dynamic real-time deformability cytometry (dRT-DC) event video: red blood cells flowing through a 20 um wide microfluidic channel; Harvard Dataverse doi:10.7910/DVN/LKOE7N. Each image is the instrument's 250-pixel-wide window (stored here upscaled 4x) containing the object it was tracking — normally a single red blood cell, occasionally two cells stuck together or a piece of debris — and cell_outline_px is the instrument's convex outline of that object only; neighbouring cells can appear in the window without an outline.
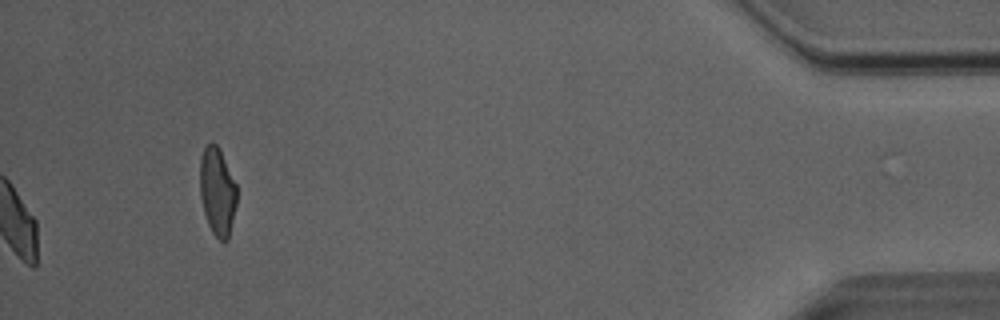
{"species": "Egyptian fruit bat (a non-hibernating species)", "species_latin": "Rousettus aegyptiacus", "temperature_condition": "room temperature", "stored_images_in_passage": 41, "camera_frame_rate_fps": 3000, "um_per_image_px": 0.085, "animal": {"sex": "male"}, "frame": {"image": 1, "passage_image": 41, "time_ms": 13.333, "image_size_px": [1000, 320], "cell_outline_px": [[236, 204], [228, 240], [224, 244], [212, 232], [208, 224], [204, 212], [200, 196], [200, 156], [204, 148], [212, 140], [220, 148], [236, 184]], "centroid_in_image_um": [18.47, 16.26], "position_along_channel_um": 416.7, "area_um2": 19.02}, "authors_computed_cell_mechanics": {"area_um2": 20.3456, "velocity_mm_per_s": 4.0527, "shape_relaxation_time_tau1_ms": 4.8823, "shape_relaxation_time_tau2_ms": 1.2691, "deformation_change_tau1": 0.1234, "deformation_change_tau2": 0.0732}}